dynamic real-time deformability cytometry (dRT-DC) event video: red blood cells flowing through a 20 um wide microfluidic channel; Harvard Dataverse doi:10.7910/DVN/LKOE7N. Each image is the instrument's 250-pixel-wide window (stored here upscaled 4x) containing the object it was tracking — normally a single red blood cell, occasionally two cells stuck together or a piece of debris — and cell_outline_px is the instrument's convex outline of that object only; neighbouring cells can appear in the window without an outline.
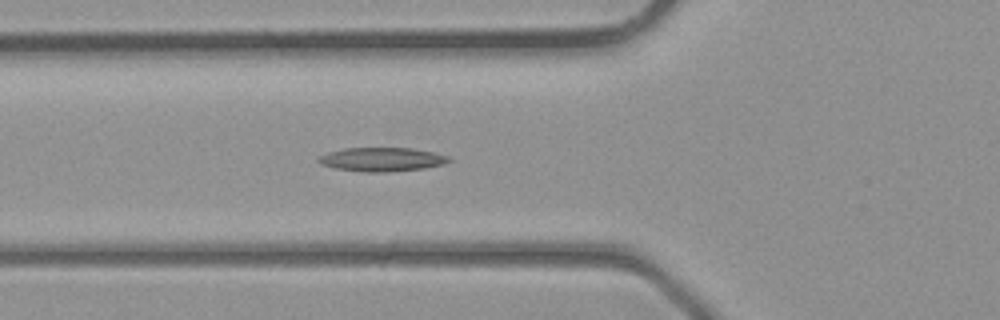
{"species": "common noctule bat (a hibernating species)", "species_latin": "Nyctalus noctula", "temperature_condition": "room temperature", "stored_images_in_passage": 41, "camera_frame_rate_fps": 3000, "um_per_image_px": 0.085, "animal": {"sex": "male", "body_mass_g": 23.1, "forearm_length_mm": 52.7}, "frame": {"image": 1, "passage_image": 15, "time_ms": 4.667, "image_size_px": [1000, 320], "cell_outline_px": [[452, 160], [444, 164], [424, 168], [388, 172], [364, 172], [336, 168], [320, 164], [316, 160], [320, 156], [328, 152], [344, 148], [412, 148], [432, 152], [448, 156]], "centroid_in_image_um": [32.45, 13.55], "position_along_channel_um": 93.4, "area_um2": 18.09}}
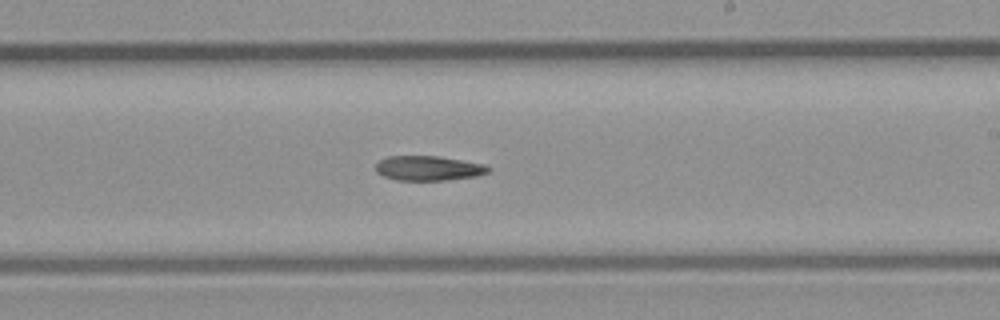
{"frame": {"image": 2, "passage_image": 24, "time_ms": 7.667, "image_size_px": [1000, 320], "cell_outline_px": [[492, 168], [488, 172], [476, 176], [448, 180], [396, 180], [384, 176], [376, 172], [376, 164], [380, 160], [388, 156], [440, 156], [484, 164]], "centroid_in_image_um": [36.43, 14.29], "position_along_channel_um": 252.6, "area_um2": 16.24}}
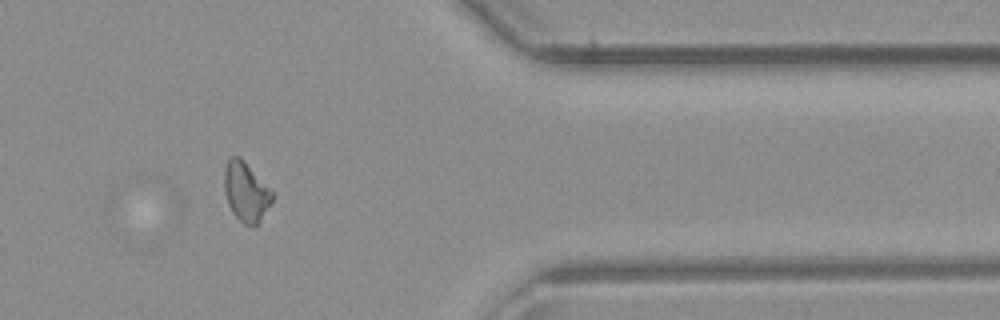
{"frame": {"image": 3, "passage_image": 33, "time_ms": 10.667, "image_size_px": [1000, 320], "cell_outline_px": [[272, 200], [260, 224], [244, 224], [232, 212], [228, 204], [224, 188], [224, 168], [228, 156], [240, 156], [244, 160], [272, 192]], "centroid_in_image_um": [20.88, 16.28], "position_along_channel_um": 390.5, "area_um2": 16.47}}